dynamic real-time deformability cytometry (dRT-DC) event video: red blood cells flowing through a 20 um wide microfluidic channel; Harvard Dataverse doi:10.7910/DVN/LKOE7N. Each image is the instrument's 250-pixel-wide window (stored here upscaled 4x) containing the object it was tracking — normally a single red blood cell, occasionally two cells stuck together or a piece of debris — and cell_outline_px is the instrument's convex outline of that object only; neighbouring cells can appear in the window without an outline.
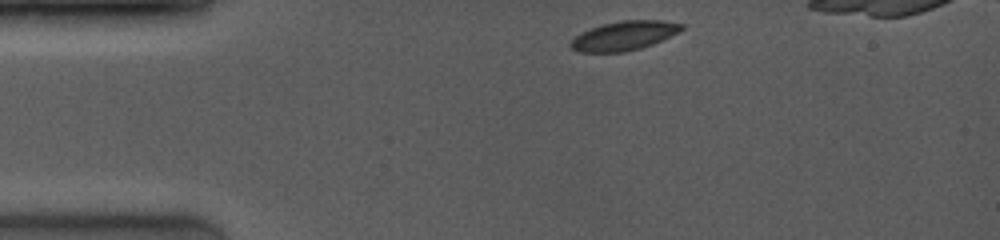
{"species": "common noctule bat (a hibernating species)", "species_latin": "Nyctalus noctula", "temperature_condition": "room temperature", "stored_images_in_passage": 4, "camera_frame_rate_fps": 4000, "um_per_image_px": 0.085, "animal": {"sex": "female", "body_mass_g": 19.0, "forearm_length_mm": 53.3}, "frame": {"image": 1, "passage_image": 1, "time_ms": 0.0, "image_size_px": [1000, 240], "cell_outline_px": [[684, 28], [680, 32], [652, 44], [640, 48], [624, 52], [580, 52], [568, 48], [568, 44], [576, 36], [592, 28], [604, 24], [620, 20], [664, 20], [684, 24]], "centroid_in_image_um": [53.07, 3.04], "position_along_channel_um": 31.9, "area_um2": 18.84}}